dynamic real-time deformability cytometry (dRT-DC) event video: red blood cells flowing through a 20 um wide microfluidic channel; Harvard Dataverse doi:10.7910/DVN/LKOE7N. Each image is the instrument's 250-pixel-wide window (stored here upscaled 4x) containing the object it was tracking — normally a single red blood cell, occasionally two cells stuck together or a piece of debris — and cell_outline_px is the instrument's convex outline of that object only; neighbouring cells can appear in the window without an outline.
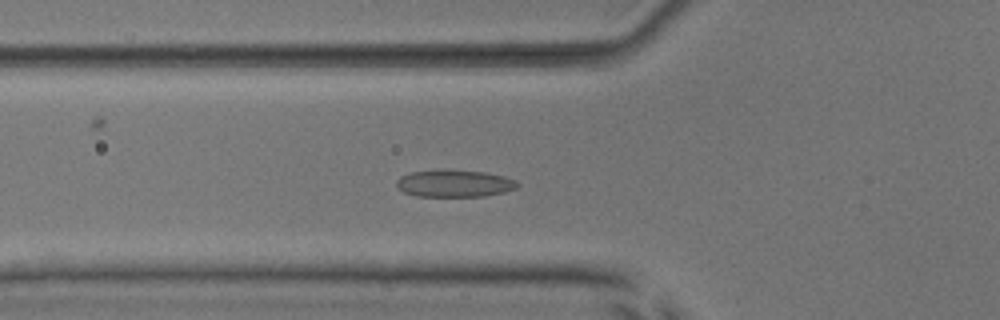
{"species": "common noctule bat (a hibernating species)", "species_latin": "Nyctalus noctula", "temperature_condition": "room temperature", "stored_images_in_passage": 46, "camera_frame_rate_fps": 3000, "um_per_image_px": 0.085, "animal": {"sex": "male", "body_mass_g": 17.9, "forearm_length_mm": 54.2}, "frame": {"image": 1, "passage_image": 16, "time_ms": 5.0, "image_size_px": [1000, 320], "cell_outline_px": [[520, 184], [516, 188], [504, 192], [484, 196], [416, 196], [404, 192], [396, 184], [396, 180], [400, 176], [412, 172], [440, 168], [484, 172], [504, 176], [516, 180]], "centroid_in_image_um": [38.62, 15.57], "position_along_channel_um": 87.2, "area_um2": 19.36}}
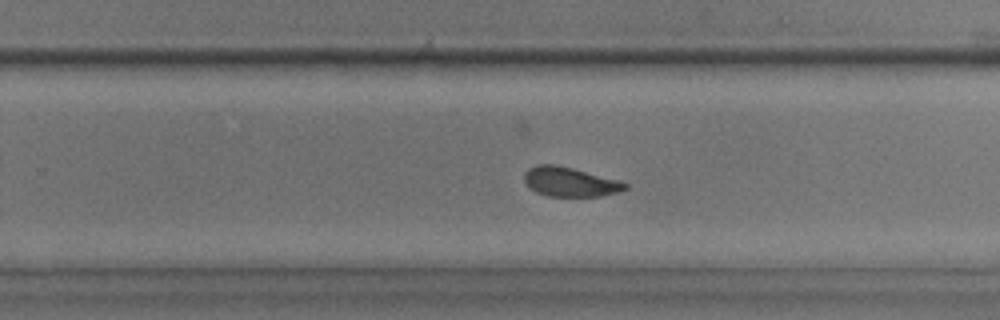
{"frame": {"image": 2, "passage_image": 31, "time_ms": 10.0, "image_size_px": [1000, 320], "cell_outline_px": [[628, 188], [620, 192], [600, 196], [548, 196], [536, 192], [528, 188], [524, 180], [524, 172], [528, 168], [536, 164], [556, 164], [572, 168], [616, 180], [628, 184]], "centroid_in_image_um": [48.39, 15.46], "position_along_channel_um": 281.4, "area_um2": 17.28}}
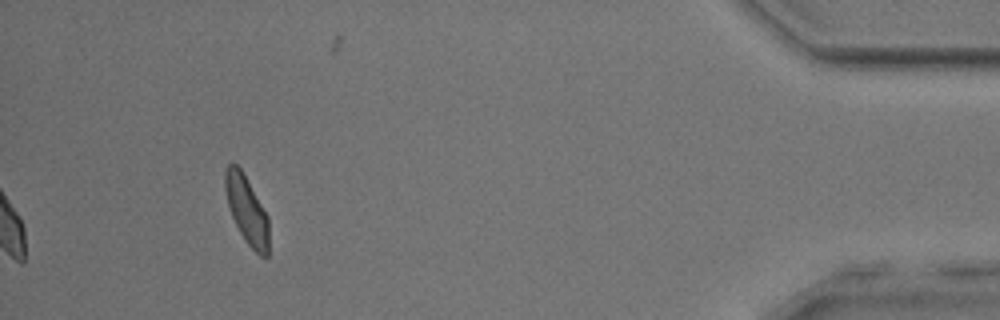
{"frame": {"image": 3, "passage_image": 46, "time_ms": 15.0, "image_size_px": [1000, 320], "cell_outline_px": [[268, 256], [260, 256], [244, 240], [228, 208], [224, 188], [224, 172], [228, 164], [232, 160], [240, 168], [268, 216]], "centroid_in_image_um": [20.94, 17.81], "position_along_channel_um": 414.3, "area_um2": 17.22}, "authors_computed_cell_mechanics": {"area_um2": 18.7272, "velocity_mm_per_s": 3.8937, "shape_relaxation_time_tau1_ms": 3.7322, "shape_relaxation_time_tau2_ms": 0.7769, "deformation_change_tau1": 0.1254, "deformation_change_tau2": 0.0773}}